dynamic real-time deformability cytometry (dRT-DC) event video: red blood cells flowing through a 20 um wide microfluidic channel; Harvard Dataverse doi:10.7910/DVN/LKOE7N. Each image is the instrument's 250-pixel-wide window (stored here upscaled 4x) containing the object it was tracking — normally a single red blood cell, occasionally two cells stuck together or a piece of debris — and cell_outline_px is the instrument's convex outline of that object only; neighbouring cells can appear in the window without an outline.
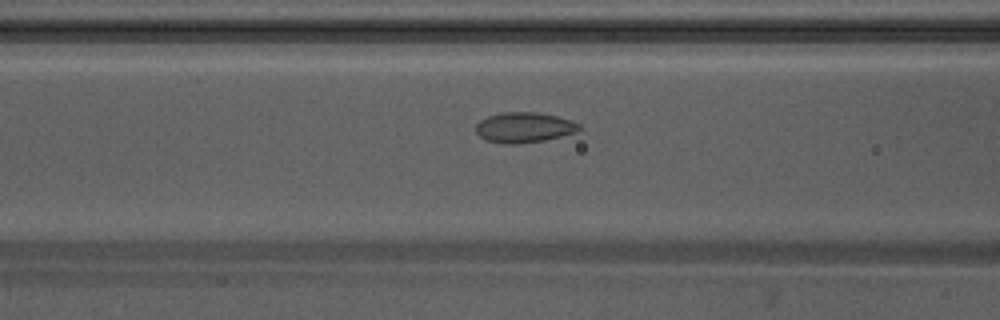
{"species": "Egyptian fruit bat (a non-hibernating species)", "species_latin": "Rousettus aegyptiacus", "temperature_condition": "warm", "stored_images_in_passage": 37, "camera_frame_rate_fps": 3000, "um_per_image_px": 0.085, "animal": {"sex": "male"}, "frame": {"image": 1, "passage_image": 9, "time_ms": 2.667, "image_size_px": [1000, 320], "cell_outline_px": [[580, 128], [576, 132], [544, 140], [512, 144], [504, 144], [484, 140], [476, 132], [476, 124], [480, 120], [488, 116], [500, 112], [536, 112], [556, 116], [572, 120], [580, 124]], "centroid_in_image_um": [44.52, 10.82], "position_along_channel_um": 122.1, "area_um2": 18.21}}
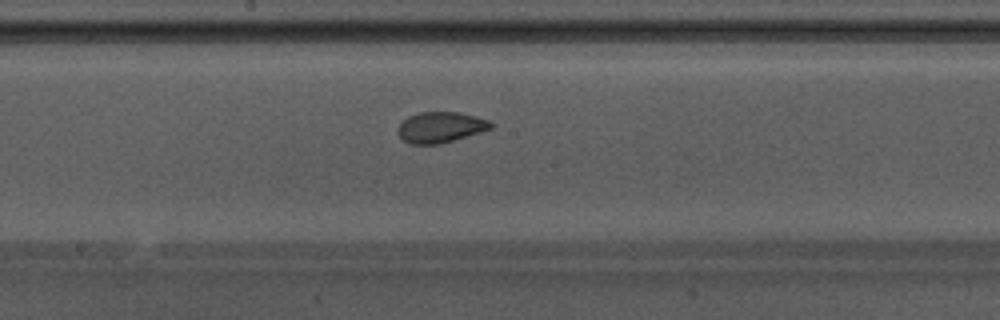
{"frame": {"image": 2, "passage_image": 16, "time_ms": 5.0, "image_size_px": [1000, 320], "cell_outline_px": [[492, 128], [480, 132], [440, 144], [408, 144], [396, 132], [396, 128], [408, 116], [420, 112], [460, 112], [476, 116], [488, 120], [492, 124]], "centroid_in_image_um": [37.41, 10.81], "position_along_channel_um": 210.8, "area_um2": 16.65}}
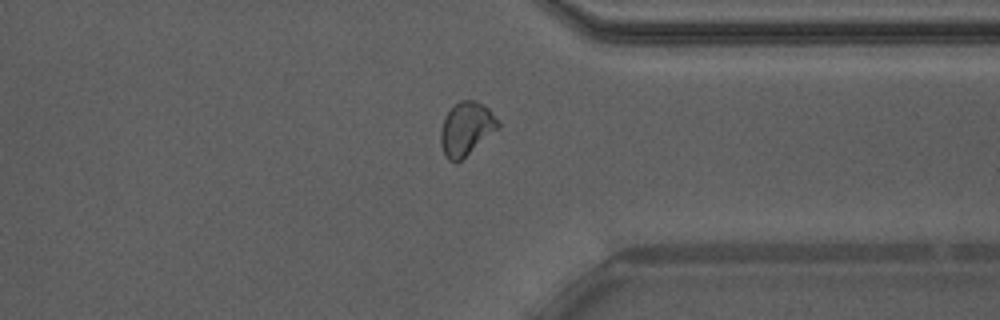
{"frame": {"image": 3, "passage_image": 29, "time_ms": 9.333, "image_size_px": [1000, 320], "cell_outline_px": [[500, 128], [456, 164], [448, 160], [444, 156], [440, 144], [440, 132], [444, 116], [460, 100], [472, 100], [488, 108], [500, 124]], "centroid_in_image_um": [39.61, 10.99], "position_along_channel_um": 371.8, "area_um2": 17.86}, "authors_computed_cell_mechanics": {"area_um2": 17.5134, "velocity_mm_per_s": 3.8056, "shape_relaxation_time_tau1_ms": 10.4133, "shape_relaxation_time_tau2_ms": 0.9858, "deformation_change_tau1": 0.1791, "deformation_change_tau2": 0.0598}}